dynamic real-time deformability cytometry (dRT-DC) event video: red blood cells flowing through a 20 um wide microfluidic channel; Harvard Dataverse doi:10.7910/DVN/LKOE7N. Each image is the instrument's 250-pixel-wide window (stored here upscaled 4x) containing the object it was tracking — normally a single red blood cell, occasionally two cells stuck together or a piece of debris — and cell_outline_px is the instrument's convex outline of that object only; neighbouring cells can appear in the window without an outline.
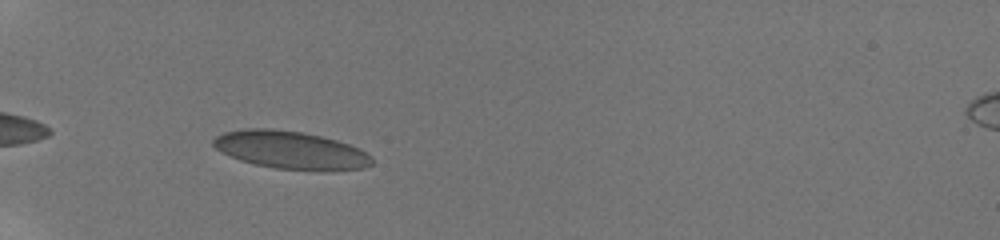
{"species": "human", "species_latin": "Homo sapiens", "temperature_condition": "room temperature", "stored_images_in_passage": 35, "camera_frame_rate_fps": 3000, "um_per_image_px": 0.085, "donor": {"sex": "male"}, "frame": {"image": 1, "passage_image": 3, "time_ms": 0.667, "image_size_px": [1000, 240], "cell_outline_px": [[372, 164], [364, 168], [324, 172], [276, 168], [256, 164], [240, 160], [220, 152], [212, 144], [212, 140], [216, 136], [224, 132], [244, 128], [268, 128], [300, 132], [320, 136], [336, 140], [360, 148], [372, 156]], "centroid_in_image_um": [24.73, 12.77], "position_along_channel_um": 60.3, "area_um2": 35.26}}
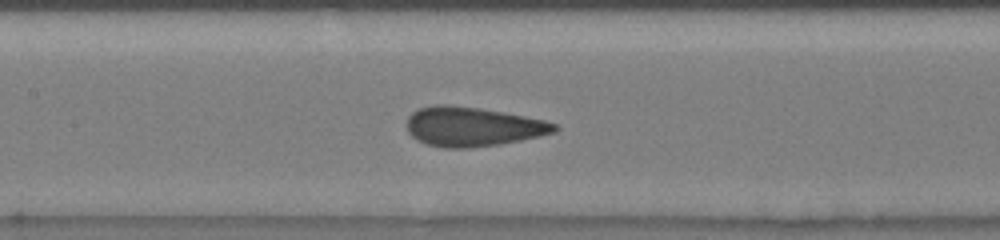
{"frame": {"image": 2, "passage_image": 13, "time_ms": 4.0, "image_size_px": [1000, 240], "cell_outline_px": [[560, 128], [556, 132], [540, 136], [500, 144], [472, 148], [444, 148], [424, 144], [416, 140], [408, 132], [408, 116], [412, 112], [420, 108], [436, 104], [448, 104], [480, 108], [504, 112], [544, 120], [556, 124]], "centroid_in_image_um": [40.17, 10.77], "position_along_channel_um": 167.2, "area_um2": 34.1}}
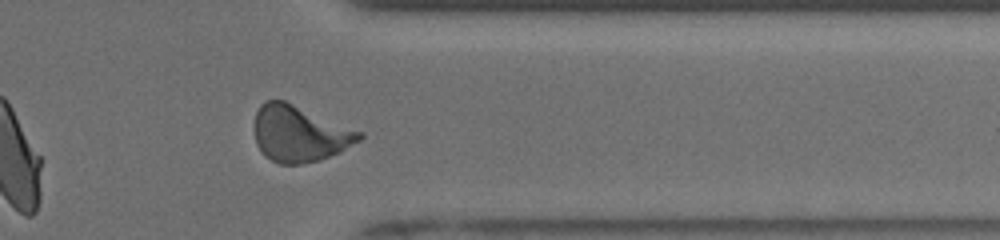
{"frame": {"image": 3, "passage_image": 30, "time_ms": 9.667, "image_size_px": [1000, 240], "cell_outline_px": [[364, 136], [360, 140], [340, 152], [316, 160], [300, 164], [280, 164], [264, 156], [256, 144], [252, 124], [256, 112], [260, 104], [264, 100], [284, 100], [364, 132]], "centroid_in_image_um": [25.42, 11.34], "position_along_channel_um": 386.0, "area_um2": 34.62}, "authors_computed_cell_mechanics": {"area_um2": 33.2928, "velocity_mm_per_s": 3.887, "shape_relaxation_time_tau1_ms": 9.6527, "shape_relaxation_time_tau2_ms": 0.5885, "deformation_change_tau1": 0.2069, "deformation_change_tau2": 0.0866}}